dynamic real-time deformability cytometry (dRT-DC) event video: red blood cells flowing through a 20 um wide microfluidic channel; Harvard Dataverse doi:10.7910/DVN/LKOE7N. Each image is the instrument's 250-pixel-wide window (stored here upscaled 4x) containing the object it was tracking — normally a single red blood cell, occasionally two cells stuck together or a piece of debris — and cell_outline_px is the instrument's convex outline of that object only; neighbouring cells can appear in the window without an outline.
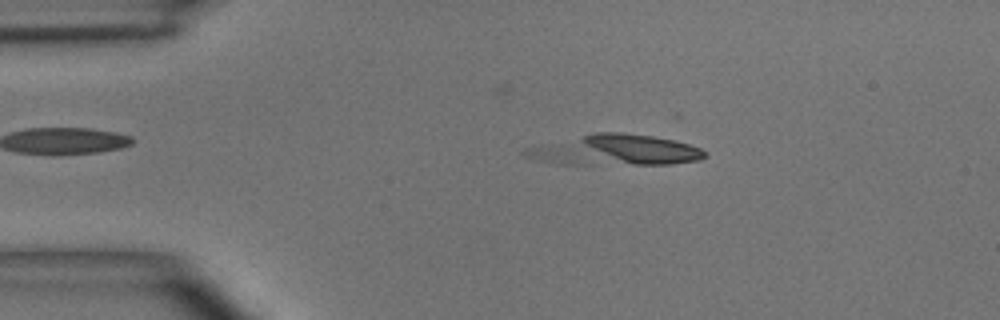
{"species": "common noctule bat (a hibernating species)", "species_latin": "Nyctalus noctula", "temperature_condition": "room temperature", "stored_images_in_passage": 4, "segment_of_instrument_passage": [1, 2], "camera_frame_rate_fps": 3000, "um_per_image_px": 0.085, "animal": {"sex": "male", "body_mass_g": 15.6}, "frame": {"image": 1, "passage_image": 2, "time_ms": 1.0, "image_size_px": [1000, 320], "cell_outline_px": [[708, 156], [700, 160], [672, 164], [560, 164], [540, 160], [524, 156], [520, 152], [528, 148], [592, 132], [620, 132], [652, 136], [672, 140], [688, 144], [700, 148]], "centroid_in_image_um": [52.3, 12.76], "position_along_channel_um": 32.7, "area_um2": 31.85}}